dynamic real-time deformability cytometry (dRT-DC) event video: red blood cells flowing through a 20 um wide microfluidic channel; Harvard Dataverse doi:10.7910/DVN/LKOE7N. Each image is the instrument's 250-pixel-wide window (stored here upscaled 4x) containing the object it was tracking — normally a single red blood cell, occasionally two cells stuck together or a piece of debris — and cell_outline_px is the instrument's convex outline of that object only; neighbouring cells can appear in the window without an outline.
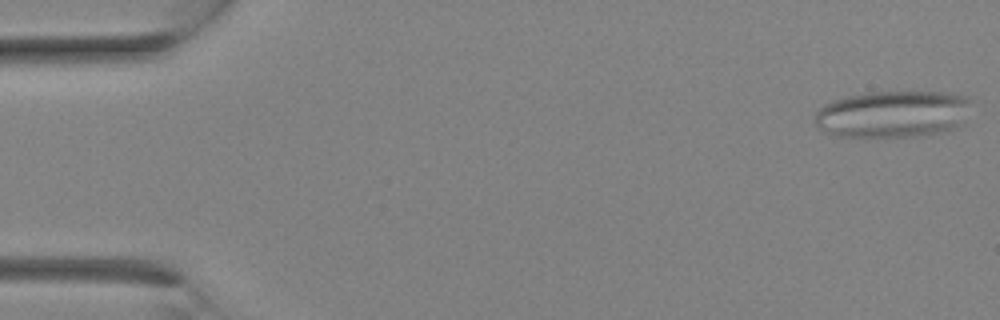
{"species": "Egyptian fruit bat (a non-hibernating species)", "species_latin": "Rousettus aegyptiacus", "temperature_condition": "room temperature", "stored_images_in_passage": 12, "camera_frame_rate_fps": 3000, "um_per_image_px": 0.085, "animal": {"sex": "female"}, "frame": {"image": 1, "passage_image": 1, "time_ms": 0.0, "image_size_px": [1000, 320], "cell_outline_px": [[972, 100], [964, 124], [952, 128], [932, 132], [908, 136], [836, 136], [820, 128], [816, 124], [816, 112], [824, 104], [832, 100], [848, 96], [868, 92], [952, 92], [968, 96]], "centroid_in_image_um": [75.93, 9.66], "position_along_channel_um": 9.1, "area_um2": 42.48}}